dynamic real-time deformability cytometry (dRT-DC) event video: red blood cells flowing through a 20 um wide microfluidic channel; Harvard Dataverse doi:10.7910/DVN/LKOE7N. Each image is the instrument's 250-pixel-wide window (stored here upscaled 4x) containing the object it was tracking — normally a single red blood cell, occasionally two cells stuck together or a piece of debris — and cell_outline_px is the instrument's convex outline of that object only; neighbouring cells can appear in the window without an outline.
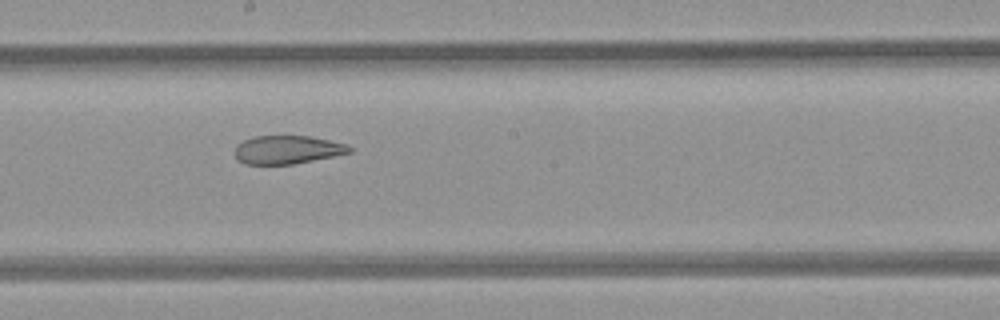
{"species": "common noctule bat (a hibernating species)", "species_latin": "Nyctalus noctula", "temperature_condition": "room temperature", "stored_images_in_passage": 8, "camera_frame_rate_fps": 3000, "um_per_image_px": 0.085, "animal": {"sex": "female", "body_mass_g": 21.9}, "frame": {"image": 1, "passage_image": 8, "time_ms": 8.0, "image_size_px": [1000, 320], "cell_outline_px": [[352, 152], [292, 164], [244, 164], [236, 160], [236, 144], [252, 136], [308, 136], [328, 140], [344, 144], [352, 148]], "centroid_in_image_um": [24.37, 12.72], "position_along_channel_um": 223.8, "area_um2": 18.73}}